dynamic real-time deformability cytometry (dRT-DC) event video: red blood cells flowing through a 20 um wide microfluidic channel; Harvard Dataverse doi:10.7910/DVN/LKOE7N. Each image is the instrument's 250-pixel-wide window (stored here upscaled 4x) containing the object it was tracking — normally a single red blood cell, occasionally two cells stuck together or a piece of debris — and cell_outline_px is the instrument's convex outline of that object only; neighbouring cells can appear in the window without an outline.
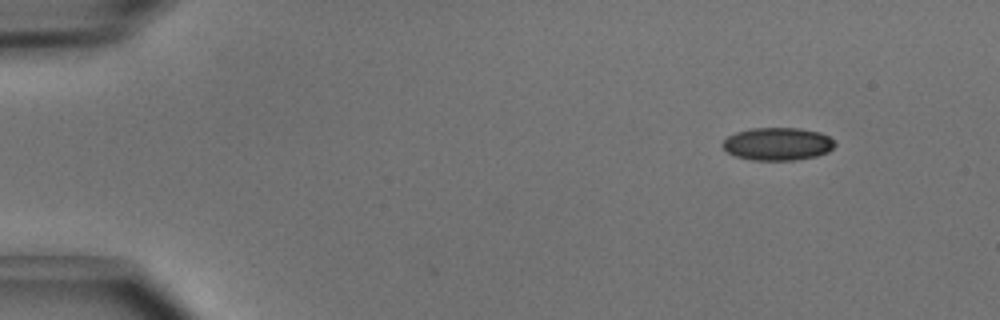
{"species": "common noctule bat (a hibernating species)", "species_latin": "Nyctalus noctula", "temperature_condition": "cold", "stored_images_in_passage": 3, "camera_frame_rate_fps": 3000, "um_per_image_px": 0.085, "animal": {"sex": "male", "body_mass_g": 15.6}, "frame": {"image": 1, "passage_image": 1, "time_ms": 0.0, "image_size_px": [1000, 320], "cell_outline_px": [[836, 144], [828, 152], [816, 156], [792, 160], [752, 160], [736, 156], [728, 152], [720, 144], [728, 136], [736, 132], [752, 128], [800, 128], [820, 132], [836, 140]], "centroid_in_image_um": [66.11, 12.23], "position_along_channel_um": 18.9, "area_um2": 21.5}}